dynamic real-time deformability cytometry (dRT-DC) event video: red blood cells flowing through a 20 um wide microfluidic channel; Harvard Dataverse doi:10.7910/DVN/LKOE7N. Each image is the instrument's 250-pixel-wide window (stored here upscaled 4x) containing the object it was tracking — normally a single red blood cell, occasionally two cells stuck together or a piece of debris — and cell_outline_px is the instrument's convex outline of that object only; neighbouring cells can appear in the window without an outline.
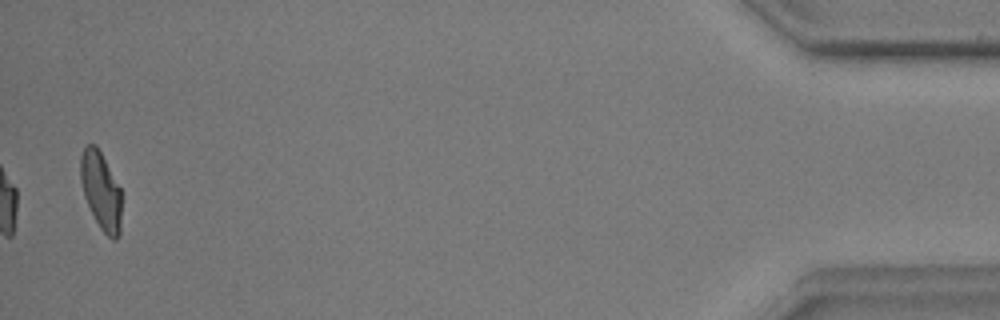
{"species": "common noctule bat (a hibernating species)", "species_latin": "Nyctalus noctula", "temperature_condition": "warm", "stored_images_in_passage": 38, "camera_frame_rate_fps": 3000, "um_per_image_px": 0.085, "animal": {"sex": "male", "body_mass_g": 17.9, "forearm_length_mm": 54.2}, "frame": {"image": 1, "passage_image": 38, "time_ms": 12.333, "image_size_px": [1000, 320], "cell_outline_px": [[120, 236], [116, 240], [112, 240], [100, 228], [84, 196], [80, 180], [80, 156], [84, 148], [88, 144], [96, 144], [120, 188]], "centroid_in_image_um": [8.57, 16.21], "position_along_channel_um": 426.6, "area_um2": 18.32}, "authors_computed_cell_mechanics": {"area_um2": 19.3919, "velocity_mm_per_s": 3.71, "shape_relaxation_time_tau1_ms": 6.1989, "shape_relaxation_time_tau2_ms": 2.4517, "deformation_change_tau1": 0.2131, "deformation_change_tau2": 0.0691}}